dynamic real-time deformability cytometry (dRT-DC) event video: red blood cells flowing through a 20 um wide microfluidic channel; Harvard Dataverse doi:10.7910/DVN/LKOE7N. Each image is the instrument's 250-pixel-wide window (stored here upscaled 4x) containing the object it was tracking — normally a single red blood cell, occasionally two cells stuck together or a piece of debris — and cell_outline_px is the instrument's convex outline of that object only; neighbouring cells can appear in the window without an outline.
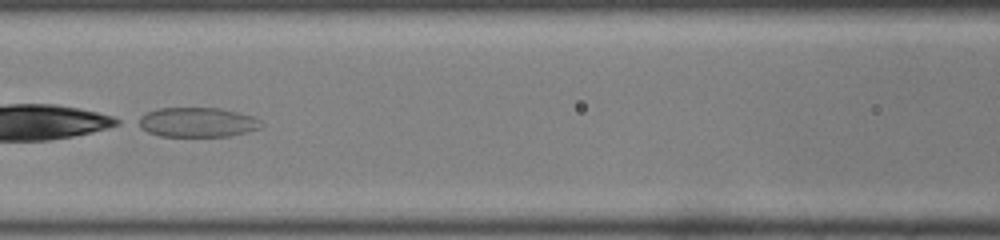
{"species": "common noctule bat (a hibernating species)", "species_latin": "Nyctalus noctula", "temperature_condition": "room temperature", "stored_images_in_passage": 50, "camera_frame_rate_fps": 3000, "um_per_image_px": 0.085, "animal": {"sex": "male", "body_mass_g": 19.0, "forearm_length_mm": 50.8}, "frame": {"image": 1, "passage_image": 22, "time_ms": 7.0, "image_size_px": [1000, 240], "cell_outline_px": [[264, 124], [260, 128], [228, 136], [160, 136], [148, 132], [136, 124], [132, 120], [148, 112], [160, 108], [220, 108], [252, 116], [260, 120]], "centroid_in_image_um": [16.71, 10.39], "position_along_channel_um": 149.9, "area_um2": 21.21}}
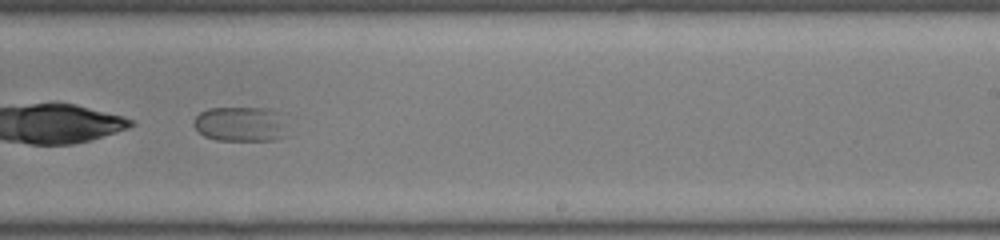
{"frame": {"image": 2, "passage_image": 31, "time_ms": 10.0, "image_size_px": [1000, 240], "cell_outline_px": [[292, 136], [272, 140], [216, 140], [204, 136], [192, 124], [192, 120], [200, 112], [208, 108], [268, 108], [280, 112]], "centroid_in_image_um": [20.53, 10.55], "position_along_channel_um": 268.5, "area_um2": 19.65}}
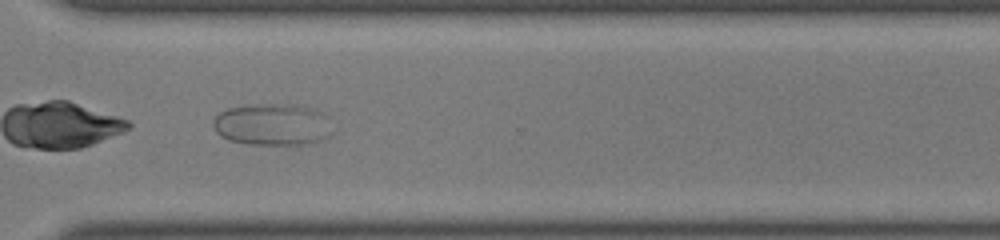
{"frame": {"image": 3, "passage_image": 37, "time_ms": 12.0, "image_size_px": [1000, 240], "cell_outline_px": [[328, 136], [312, 144], [248, 144], [228, 140], [220, 136], [216, 132], [212, 124], [212, 120], [220, 112], [228, 108], [268, 104], [304, 104], [320, 112], [324, 116]], "centroid_in_image_um": [23.07, 10.58], "position_along_channel_um": 347.5, "area_um2": 28.67}}